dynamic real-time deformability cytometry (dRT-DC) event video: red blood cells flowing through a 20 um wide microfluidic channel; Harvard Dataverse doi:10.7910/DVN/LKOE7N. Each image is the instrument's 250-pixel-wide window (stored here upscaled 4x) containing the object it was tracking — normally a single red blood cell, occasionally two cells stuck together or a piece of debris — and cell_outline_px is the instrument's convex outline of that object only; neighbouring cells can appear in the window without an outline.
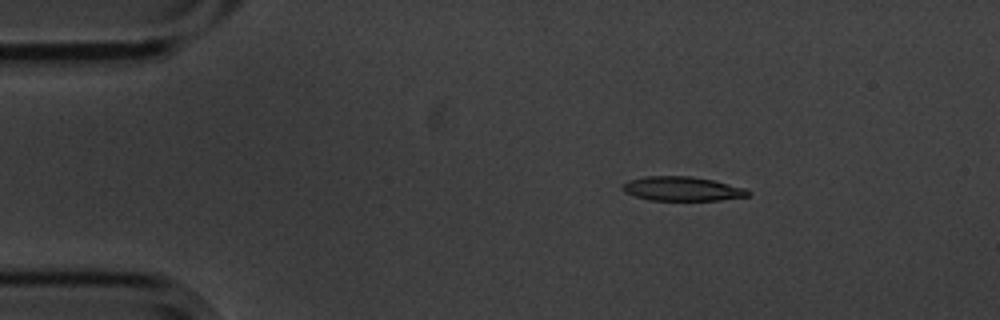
{"species": "common noctule bat (a hibernating species)", "species_latin": "Nyctalus noctula", "temperature_condition": "cold", "stored_images_in_passage": 49, "camera_frame_rate_fps": 3000, "um_per_image_px": 0.085, "animal": {"sex": "male", "body_mass_g": 20.1, "forearm_length_mm": 53.5}, "frame": {"image": 1, "passage_image": 3, "time_ms": 0.667, "image_size_px": [1000, 320], "cell_outline_px": [[752, 192], [748, 196], [720, 200], [648, 200], [624, 192], [620, 188], [628, 180], [644, 176], [692, 176], [712, 180], [744, 188]], "centroid_in_image_um": [57.96, 16.04], "position_along_channel_um": 27.0, "area_um2": 17.69}}
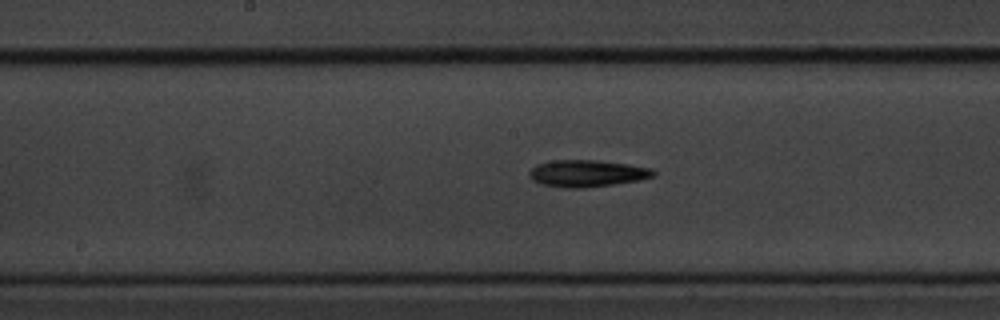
{"frame": {"image": 2, "passage_image": 22, "time_ms": 7.0, "image_size_px": [1000, 320], "cell_outline_px": [[656, 176], [640, 180], [584, 188], [568, 188], [540, 184], [532, 180], [528, 176], [528, 172], [536, 164], [552, 160], [596, 160], [628, 164], [652, 168], [656, 172]], "centroid_in_image_um": [49.89, 14.73], "position_along_channel_um": 198.3, "area_um2": 19.59}}
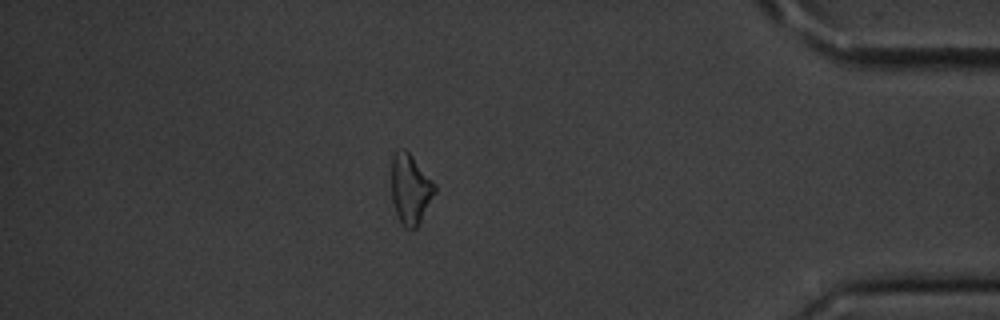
{"frame": {"image": 3, "passage_image": 42, "time_ms": 13.667, "image_size_px": [1000, 320], "cell_outline_px": [[436, 192], [416, 228], [408, 228], [400, 220], [396, 212], [392, 200], [392, 156], [396, 148], [404, 148], [412, 156], [436, 184]], "centroid_in_image_um": [34.88, 16.01], "position_along_channel_um": 400.3, "area_um2": 17.46}, "authors_computed_cell_mechanics": {"area_um2": 18.207, "velocity_mm_per_s": 3.6075, "shape_relaxation_time_tau1_ms": 2.4625, "shape_relaxation_time_tau2_ms": null, "deformation_change_tau1": 0.1252, "deformation_change_tau2": null}}